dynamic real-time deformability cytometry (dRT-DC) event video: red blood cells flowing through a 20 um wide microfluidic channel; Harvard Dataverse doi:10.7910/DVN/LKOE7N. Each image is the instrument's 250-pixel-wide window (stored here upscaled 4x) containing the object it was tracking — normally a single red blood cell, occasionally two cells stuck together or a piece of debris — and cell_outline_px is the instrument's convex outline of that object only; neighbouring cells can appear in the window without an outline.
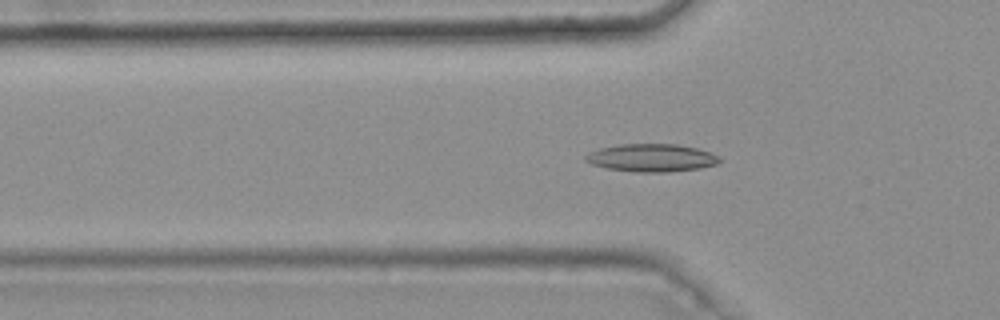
{"species": "common noctule bat (a hibernating species)", "species_latin": "Nyctalus noctula", "temperature_condition": "warm", "stored_images_in_passage": 47, "camera_frame_rate_fps": 3000, "um_per_image_px": 0.085, "animal": {"sex": "female", "body_mass_g": 25.1}, "frame": {"image": 1, "passage_image": 18, "time_ms": 5.667, "image_size_px": [1000, 320], "cell_outline_px": [[720, 164], [700, 168], [668, 172], [632, 172], [608, 168], [592, 164], [584, 160], [584, 156], [588, 152], [600, 148], [620, 144], [676, 144], [696, 148], [720, 156]], "centroid_in_image_um": [55.38, 13.42], "position_along_channel_um": 70.4, "area_um2": 21.79}}
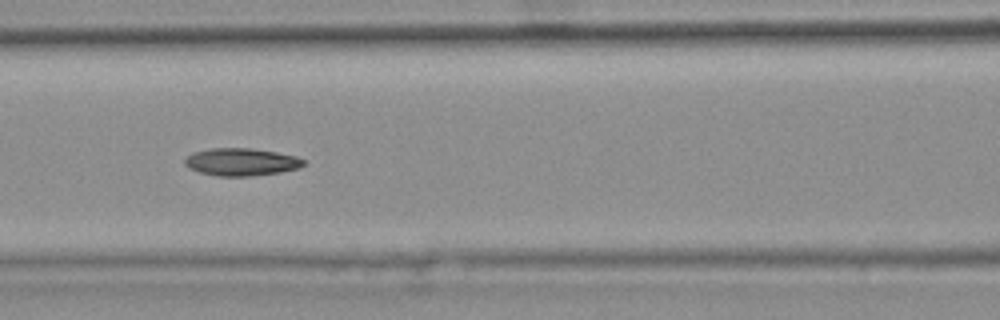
{"frame": {"image": 2, "passage_image": 24, "time_ms": 7.667, "image_size_px": [1000, 320], "cell_outline_px": [[304, 164], [300, 168], [280, 172], [252, 176], [216, 176], [200, 172], [184, 164], [184, 160], [192, 152], [212, 148], [248, 148], [276, 152], [296, 156], [304, 160]], "centroid_in_image_um": [20.52, 13.76], "position_along_channel_um": 146.1, "area_um2": 18.96}}
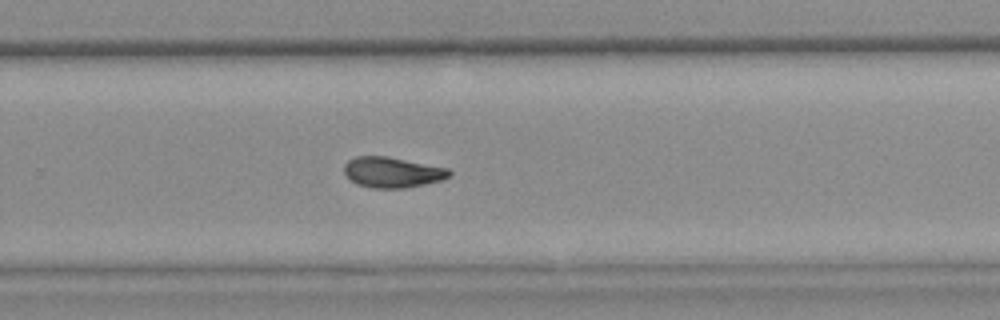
{"frame": {"image": 3, "passage_image": 36, "time_ms": 11.667, "image_size_px": [1000, 320], "cell_outline_px": [[452, 176], [444, 180], [404, 188], [372, 188], [356, 184], [344, 172], [344, 164], [348, 160], [356, 156], [384, 156], [448, 168], [452, 172]], "centroid_in_image_um": [33.37, 14.65], "position_along_channel_um": 296.4, "area_um2": 18.67}, "authors_computed_cell_mechanics": {"area_um2": 18.9584, "velocity_mm_per_s": 3.7718, "shape_relaxation_time_tau1_ms": null, "shape_relaxation_time_tau2_ms": 7.9964, "deformation_change_tau1": null, "deformation_change_tau2": 0.1592}}